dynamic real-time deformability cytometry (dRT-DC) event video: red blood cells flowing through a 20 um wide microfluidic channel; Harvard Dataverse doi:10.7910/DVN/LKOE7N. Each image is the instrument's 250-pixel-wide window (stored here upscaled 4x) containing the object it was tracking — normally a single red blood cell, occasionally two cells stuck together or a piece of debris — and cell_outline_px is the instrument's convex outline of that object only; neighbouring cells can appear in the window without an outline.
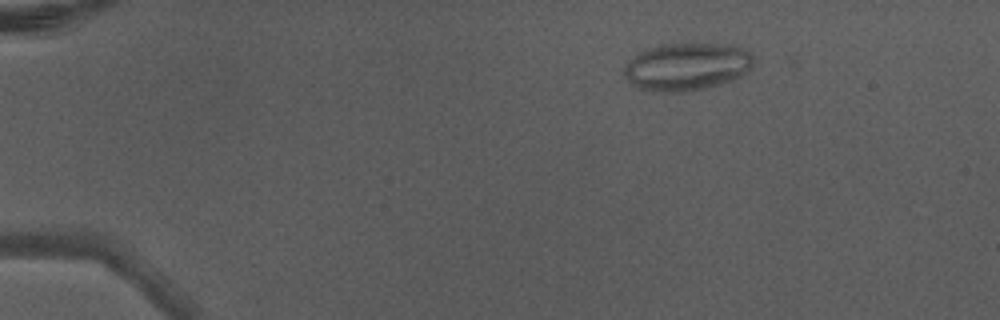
{"species": "Egyptian fruit bat (a non-hibernating species)", "species_latin": "Rousettus aegyptiacus", "temperature_condition": "warm", "stored_images_in_passage": 3, "camera_frame_rate_fps": 3000, "um_per_image_px": 0.085, "animal": {"sex": "male"}, "frame": {"image": 1, "passage_image": 1, "time_ms": 0.0, "image_size_px": [1000, 320], "cell_outline_px": [[752, 68], [748, 72], [736, 80], [704, 88], [680, 92], [652, 92], [636, 88], [624, 76], [624, 68], [628, 60], [632, 56], [648, 48], [660, 44], [732, 44], [744, 48], [752, 52]], "centroid_in_image_um": [58.39, 5.67], "position_along_channel_um": 26.6, "area_um2": 36.47}}